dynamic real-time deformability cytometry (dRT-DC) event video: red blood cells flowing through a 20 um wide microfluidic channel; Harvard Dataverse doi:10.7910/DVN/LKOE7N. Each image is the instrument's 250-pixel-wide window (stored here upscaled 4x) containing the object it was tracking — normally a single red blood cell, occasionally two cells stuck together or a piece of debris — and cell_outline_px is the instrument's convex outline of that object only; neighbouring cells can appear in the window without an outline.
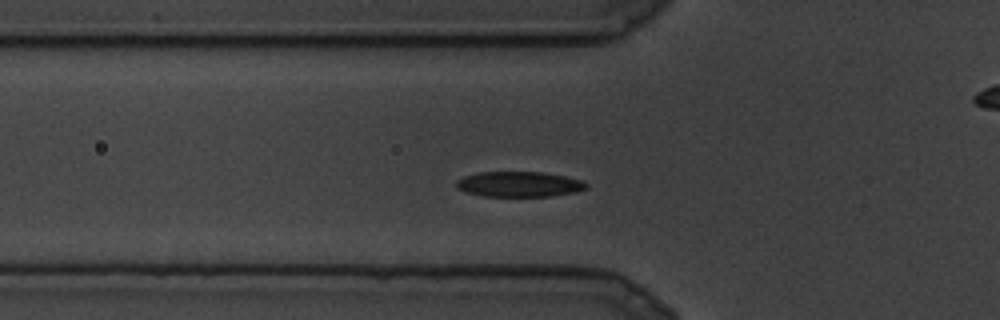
{"species": "common noctule bat (a hibernating species)", "species_latin": "Nyctalus noctula", "temperature_condition": "cold", "stored_images_in_passage": 18, "segment_of_instrument_passage": [1, 2], "camera_frame_rate_fps": 3000, "um_per_image_px": 0.085, "animal": {"sex": "male", "body_mass_g": 19.5, "forearm_length_mm": 54.6}, "frame": {"image": 1, "passage_image": 6, "time_ms": 1.667, "image_size_px": [1000, 320], "cell_outline_px": [[588, 188], [576, 192], [548, 196], [484, 196], [468, 192], [456, 188], [456, 180], [464, 176], [480, 172], [544, 172], [568, 176], [580, 180], [588, 184]], "centroid_in_image_um": [44.15, 15.65], "position_along_channel_um": 81.6, "area_um2": 19.19}}
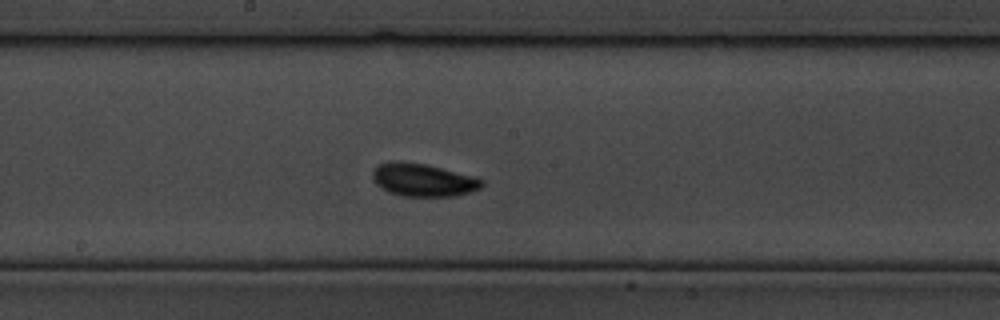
{"frame": {"image": 2, "passage_image": 11, "time_ms": 3.333, "image_size_px": [1000, 320], "cell_outline_px": [[484, 184], [480, 188], [472, 192], [452, 196], [404, 196], [388, 192], [380, 188], [376, 184], [372, 176], [372, 172], [380, 164], [392, 160], [400, 160], [424, 164], [476, 176], [484, 180]], "centroid_in_image_um": [35.97, 15.29], "position_along_channel_um": 212.2, "area_um2": 21.1}}
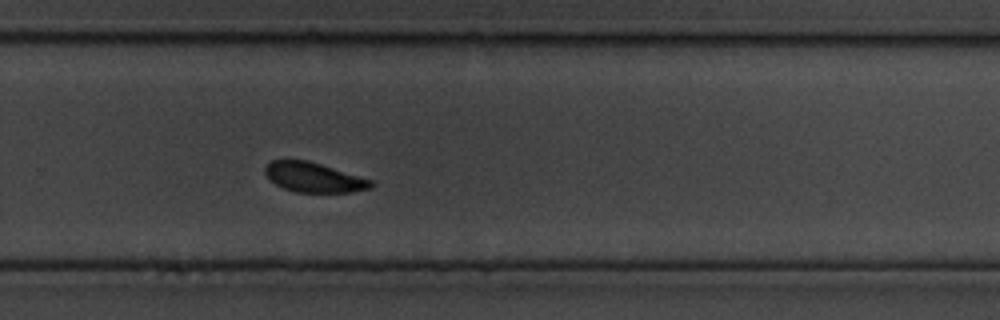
{"frame": {"image": 3, "passage_image": 15, "time_ms": 4.667, "image_size_px": [1000, 320], "cell_outline_px": [[372, 188], [352, 192], [296, 192], [284, 188], [276, 184], [264, 172], [264, 168], [272, 160], [308, 160], [372, 180]], "centroid_in_image_um": [26.68, 15.08], "position_along_channel_um": 303.1, "area_um2": 18.09}}